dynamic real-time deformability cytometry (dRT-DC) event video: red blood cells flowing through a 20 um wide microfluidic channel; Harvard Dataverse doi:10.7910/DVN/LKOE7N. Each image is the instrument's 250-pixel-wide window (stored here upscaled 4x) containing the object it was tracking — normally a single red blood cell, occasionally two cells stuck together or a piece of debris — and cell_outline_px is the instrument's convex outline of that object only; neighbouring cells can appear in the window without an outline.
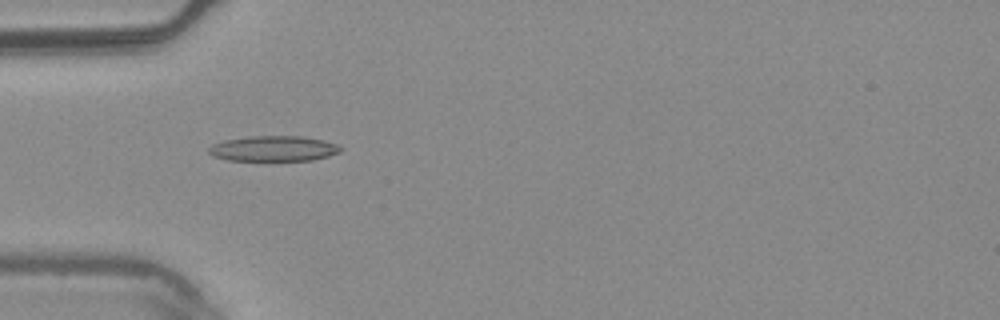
{"species": "common noctule bat (a hibernating species)", "species_latin": "Nyctalus noctula", "temperature_condition": "warm", "stored_images_in_passage": 6, "camera_frame_rate_fps": 3000, "um_per_image_px": 0.085, "animal": {"sex": "male", "body_mass_g": 20.4}, "frame": {"image": 1, "passage_image": 5, "time_ms": 1.333, "image_size_px": [1000, 320], "cell_outline_px": [[344, 148], [340, 152], [328, 156], [312, 160], [228, 160], [212, 156], [208, 152], [208, 148], [212, 144], [224, 140], [252, 136], [300, 136], [324, 140], [336, 144]], "centroid_in_image_um": [23.25, 12.62], "position_along_channel_um": 61.7, "area_um2": 19.48}}